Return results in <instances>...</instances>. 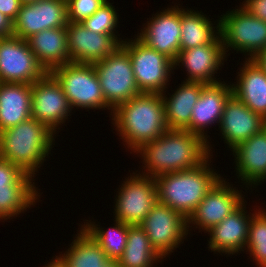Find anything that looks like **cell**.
Instances as JSON below:
<instances>
[{
    "mask_svg": "<svg viewBox=\"0 0 266 267\" xmlns=\"http://www.w3.org/2000/svg\"><path fill=\"white\" fill-rule=\"evenodd\" d=\"M38 190V186H0V221L17 218L35 206L42 195Z\"/></svg>",
    "mask_w": 266,
    "mask_h": 267,
    "instance_id": "cell-30",
    "label": "cell"
},
{
    "mask_svg": "<svg viewBox=\"0 0 266 267\" xmlns=\"http://www.w3.org/2000/svg\"><path fill=\"white\" fill-rule=\"evenodd\" d=\"M220 17V35L226 57L229 50L252 60L266 47V22L250 14L241 5ZM228 53V54H227Z\"/></svg>",
    "mask_w": 266,
    "mask_h": 267,
    "instance_id": "cell-6",
    "label": "cell"
},
{
    "mask_svg": "<svg viewBox=\"0 0 266 267\" xmlns=\"http://www.w3.org/2000/svg\"><path fill=\"white\" fill-rule=\"evenodd\" d=\"M108 0L92 16L82 22L90 31L99 34L112 35L120 44L125 40L118 34L119 14L115 6ZM118 14V15H117Z\"/></svg>",
    "mask_w": 266,
    "mask_h": 267,
    "instance_id": "cell-32",
    "label": "cell"
},
{
    "mask_svg": "<svg viewBox=\"0 0 266 267\" xmlns=\"http://www.w3.org/2000/svg\"><path fill=\"white\" fill-rule=\"evenodd\" d=\"M55 137L45 124L30 118L0 132V157L35 178L51 155Z\"/></svg>",
    "mask_w": 266,
    "mask_h": 267,
    "instance_id": "cell-3",
    "label": "cell"
},
{
    "mask_svg": "<svg viewBox=\"0 0 266 267\" xmlns=\"http://www.w3.org/2000/svg\"><path fill=\"white\" fill-rule=\"evenodd\" d=\"M125 39L121 46L128 52L133 73L141 93H159L167 91L174 62L165 55L144 44L137 36ZM169 82V83H168ZM168 86V87H167Z\"/></svg>",
    "mask_w": 266,
    "mask_h": 267,
    "instance_id": "cell-7",
    "label": "cell"
},
{
    "mask_svg": "<svg viewBox=\"0 0 266 267\" xmlns=\"http://www.w3.org/2000/svg\"><path fill=\"white\" fill-rule=\"evenodd\" d=\"M68 23H82L108 0H66Z\"/></svg>",
    "mask_w": 266,
    "mask_h": 267,
    "instance_id": "cell-34",
    "label": "cell"
},
{
    "mask_svg": "<svg viewBox=\"0 0 266 267\" xmlns=\"http://www.w3.org/2000/svg\"><path fill=\"white\" fill-rule=\"evenodd\" d=\"M70 247L59 253L65 267H104L110 260L92 236L81 226Z\"/></svg>",
    "mask_w": 266,
    "mask_h": 267,
    "instance_id": "cell-27",
    "label": "cell"
},
{
    "mask_svg": "<svg viewBox=\"0 0 266 267\" xmlns=\"http://www.w3.org/2000/svg\"><path fill=\"white\" fill-rule=\"evenodd\" d=\"M164 260L152 247L140 225H128L126 247L117 261L119 267H157Z\"/></svg>",
    "mask_w": 266,
    "mask_h": 267,
    "instance_id": "cell-28",
    "label": "cell"
},
{
    "mask_svg": "<svg viewBox=\"0 0 266 267\" xmlns=\"http://www.w3.org/2000/svg\"><path fill=\"white\" fill-rule=\"evenodd\" d=\"M246 204L247 201L245 200L229 216L205 232L209 236L207 240L209 251L211 250L217 255L225 253L224 255L227 254L226 257L230 255L232 257L235 254L237 256L242 251L244 253L249 236L250 220L253 214V212L246 210Z\"/></svg>",
    "mask_w": 266,
    "mask_h": 267,
    "instance_id": "cell-18",
    "label": "cell"
},
{
    "mask_svg": "<svg viewBox=\"0 0 266 267\" xmlns=\"http://www.w3.org/2000/svg\"><path fill=\"white\" fill-rule=\"evenodd\" d=\"M26 41L37 61L47 72L71 62L66 27L42 30L27 38Z\"/></svg>",
    "mask_w": 266,
    "mask_h": 267,
    "instance_id": "cell-24",
    "label": "cell"
},
{
    "mask_svg": "<svg viewBox=\"0 0 266 267\" xmlns=\"http://www.w3.org/2000/svg\"><path fill=\"white\" fill-rule=\"evenodd\" d=\"M94 221L85 220L84 225H80L99 244L109 260L118 261L126 247L128 225L114 218V226L104 229Z\"/></svg>",
    "mask_w": 266,
    "mask_h": 267,
    "instance_id": "cell-29",
    "label": "cell"
},
{
    "mask_svg": "<svg viewBox=\"0 0 266 267\" xmlns=\"http://www.w3.org/2000/svg\"><path fill=\"white\" fill-rule=\"evenodd\" d=\"M220 136L232 151L240 143L266 127V120L232 94L226 101L220 123Z\"/></svg>",
    "mask_w": 266,
    "mask_h": 267,
    "instance_id": "cell-19",
    "label": "cell"
},
{
    "mask_svg": "<svg viewBox=\"0 0 266 267\" xmlns=\"http://www.w3.org/2000/svg\"><path fill=\"white\" fill-rule=\"evenodd\" d=\"M135 154L142 158L139 163L144 164L141 172L136 171L152 178L195 168L209 156L207 143L187 130H167L159 138L145 143Z\"/></svg>",
    "mask_w": 266,
    "mask_h": 267,
    "instance_id": "cell-1",
    "label": "cell"
},
{
    "mask_svg": "<svg viewBox=\"0 0 266 267\" xmlns=\"http://www.w3.org/2000/svg\"><path fill=\"white\" fill-rule=\"evenodd\" d=\"M39 0H21L22 4H26V3H33V2H37Z\"/></svg>",
    "mask_w": 266,
    "mask_h": 267,
    "instance_id": "cell-41",
    "label": "cell"
},
{
    "mask_svg": "<svg viewBox=\"0 0 266 267\" xmlns=\"http://www.w3.org/2000/svg\"><path fill=\"white\" fill-rule=\"evenodd\" d=\"M241 65L232 93L266 120V74L254 60L245 59Z\"/></svg>",
    "mask_w": 266,
    "mask_h": 267,
    "instance_id": "cell-22",
    "label": "cell"
},
{
    "mask_svg": "<svg viewBox=\"0 0 266 267\" xmlns=\"http://www.w3.org/2000/svg\"><path fill=\"white\" fill-rule=\"evenodd\" d=\"M107 106L113 112L120 104L141 94L128 52L120 45L102 61L93 64Z\"/></svg>",
    "mask_w": 266,
    "mask_h": 267,
    "instance_id": "cell-8",
    "label": "cell"
},
{
    "mask_svg": "<svg viewBox=\"0 0 266 267\" xmlns=\"http://www.w3.org/2000/svg\"><path fill=\"white\" fill-rule=\"evenodd\" d=\"M226 58L220 35L211 44L180 50L174 62V70L180 68V66L183 69L185 68L187 73L185 81L202 82L204 84L217 83L221 79L217 78L215 74H218L217 71L223 68L224 61H227Z\"/></svg>",
    "mask_w": 266,
    "mask_h": 267,
    "instance_id": "cell-17",
    "label": "cell"
},
{
    "mask_svg": "<svg viewBox=\"0 0 266 267\" xmlns=\"http://www.w3.org/2000/svg\"><path fill=\"white\" fill-rule=\"evenodd\" d=\"M179 5V6H178ZM180 4L152 14L136 35L144 44L175 62L180 52ZM167 8V9H166Z\"/></svg>",
    "mask_w": 266,
    "mask_h": 267,
    "instance_id": "cell-14",
    "label": "cell"
},
{
    "mask_svg": "<svg viewBox=\"0 0 266 267\" xmlns=\"http://www.w3.org/2000/svg\"><path fill=\"white\" fill-rule=\"evenodd\" d=\"M32 85L0 82V132L31 118Z\"/></svg>",
    "mask_w": 266,
    "mask_h": 267,
    "instance_id": "cell-25",
    "label": "cell"
},
{
    "mask_svg": "<svg viewBox=\"0 0 266 267\" xmlns=\"http://www.w3.org/2000/svg\"><path fill=\"white\" fill-rule=\"evenodd\" d=\"M231 153L235 160V174L242 183L240 187L245 185L251 190L266 182V127L240 143Z\"/></svg>",
    "mask_w": 266,
    "mask_h": 267,
    "instance_id": "cell-20",
    "label": "cell"
},
{
    "mask_svg": "<svg viewBox=\"0 0 266 267\" xmlns=\"http://www.w3.org/2000/svg\"><path fill=\"white\" fill-rule=\"evenodd\" d=\"M212 156L213 154L209 155L195 168L165 173L154 178L158 202L188 218L222 178L210 164Z\"/></svg>",
    "mask_w": 266,
    "mask_h": 267,
    "instance_id": "cell-4",
    "label": "cell"
},
{
    "mask_svg": "<svg viewBox=\"0 0 266 267\" xmlns=\"http://www.w3.org/2000/svg\"><path fill=\"white\" fill-rule=\"evenodd\" d=\"M252 60H254L266 74V47L262 49Z\"/></svg>",
    "mask_w": 266,
    "mask_h": 267,
    "instance_id": "cell-38",
    "label": "cell"
},
{
    "mask_svg": "<svg viewBox=\"0 0 266 267\" xmlns=\"http://www.w3.org/2000/svg\"><path fill=\"white\" fill-rule=\"evenodd\" d=\"M240 5L256 18L266 22V0H244Z\"/></svg>",
    "mask_w": 266,
    "mask_h": 267,
    "instance_id": "cell-35",
    "label": "cell"
},
{
    "mask_svg": "<svg viewBox=\"0 0 266 267\" xmlns=\"http://www.w3.org/2000/svg\"><path fill=\"white\" fill-rule=\"evenodd\" d=\"M66 32L72 63L94 64L121 45L112 35L92 32L82 23H68Z\"/></svg>",
    "mask_w": 266,
    "mask_h": 267,
    "instance_id": "cell-21",
    "label": "cell"
},
{
    "mask_svg": "<svg viewBox=\"0 0 266 267\" xmlns=\"http://www.w3.org/2000/svg\"><path fill=\"white\" fill-rule=\"evenodd\" d=\"M46 73L26 40L14 35L0 39V82L32 85Z\"/></svg>",
    "mask_w": 266,
    "mask_h": 267,
    "instance_id": "cell-12",
    "label": "cell"
},
{
    "mask_svg": "<svg viewBox=\"0 0 266 267\" xmlns=\"http://www.w3.org/2000/svg\"><path fill=\"white\" fill-rule=\"evenodd\" d=\"M104 267H119L117 261L110 260Z\"/></svg>",
    "mask_w": 266,
    "mask_h": 267,
    "instance_id": "cell-40",
    "label": "cell"
},
{
    "mask_svg": "<svg viewBox=\"0 0 266 267\" xmlns=\"http://www.w3.org/2000/svg\"><path fill=\"white\" fill-rule=\"evenodd\" d=\"M113 130L130 153H135L168 129L164 101L159 93H141L120 104L110 117Z\"/></svg>",
    "mask_w": 266,
    "mask_h": 267,
    "instance_id": "cell-2",
    "label": "cell"
},
{
    "mask_svg": "<svg viewBox=\"0 0 266 267\" xmlns=\"http://www.w3.org/2000/svg\"><path fill=\"white\" fill-rule=\"evenodd\" d=\"M226 180V178H221L187 218L189 235L193 228H198L199 232H207L245 201L244 191L238 190L236 186L230 184L232 182Z\"/></svg>",
    "mask_w": 266,
    "mask_h": 267,
    "instance_id": "cell-11",
    "label": "cell"
},
{
    "mask_svg": "<svg viewBox=\"0 0 266 267\" xmlns=\"http://www.w3.org/2000/svg\"><path fill=\"white\" fill-rule=\"evenodd\" d=\"M71 113L72 109L61 84L50 72L32 84L31 118L58 134L61 126H66V120L70 119L68 116Z\"/></svg>",
    "mask_w": 266,
    "mask_h": 267,
    "instance_id": "cell-13",
    "label": "cell"
},
{
    "mask_svg": "<svg viewBox=\"0 0 266 267\" xmlns=\"http://www.w3.org/2000/svg\"><path fill=\"white\" fill-rule=\"evenodd\" d=\"M67 25L66 0H39L22 4L13 21V35L26 40L42 30L66 27Z\"/></svg>",
    "mask_w": 266,
    "mask_h": 267,
    "instance_id": "cell-15",
    "label": "cell"
},
{
    "mask_svg": "<svg viewBox=\"0 0 266 267\" xmlns=\"http://www.w3.org/2000/svg\"><path fill=\"white\" fill-rule=\"evenodd\" d=\"M22 6L21 0H0V12L14 21Z\"/></svg>",
    "mask_w": 266,
    "mask_h": 267,
    "instance_id": "cell-36",
    "label": "cell"
},
{
    "mask_svg": "<svg viewBox=\"0 0 266 267\" xmlns=\"http://www.w3.org/2000/svg\"><path fill=\"white\" fill-rule=\"evenodd\" d=\"M249 225V236L245 247L246 254H250L251 262L257 267H266V209L257 206Z\"/></svg>",
    "mask_w": 266,
    "mask_h": 267,
    "instance_id": "cell-31",
    "label": "cell"
},
{
    "mask_svg": "<svg viewBox=\"0 0 266 267\" xmlns=\"http://www.w3.org/2000/svg\"><path fill=\"white\" fill-rule=\"evenodd\" d=\"M13 35V21L0 12V37Z\"/></svg>",
    "mask_w": 266,
    "mask_h": 267,
    "instance_id": "cell-37",
    "label": "cell"
},
{
    "mask_svg": "<svg viewBox=\"0 0 266 267\" xmlns=\"http://www.w3.org/2000/svg\"><path fill=\"white\" fill-rule=\"evenodd\" d=\"M140 226L147 234L152 247L163 259L175 252L189 235L187 218L159 202Z\"/></svg>",
    "mask_w": 266,
    "mask_h": 267,
    "instance_id": "cell-10",
    "label": "cell"
},
{
    "mask_svg": "<svg viewBox=\"0 0 266 267\" xmlns=\"http://www.w3.org/2000/svg\"><path fill=\"white\" fill-rule=\"evenodd\" d=\"M124 179L114 198V218L130 226L140 225L158 202L155 179L137 171Z\"/></svg>",
    "mask_w": 266,
    "mask_h": 267,
    "instance_id": "cell-9",
    "label": "cell"
},
{
    "mask_svg": "<svg viewBox=\"0 0 266 267\" xmlns=\"http://www.w3.org/2000/svg\"><path fill=\"white\" fill-rule=\"evenodd\" d=\"M232 94L231 82L225 83L223 80L204 84L200 97L192 109L189 132L198 134L207 143L209 155L213 153L211 150L213 147L210 135H207L208 130L211 126L219 125L225 103Z\"/></svg>",
    "mask_w": 266,
    "mask_h": 267,
    "instance_id": "cell-16",
    "label": "cell"
},
{
    "mask_svg": "<svg viewBox=\"0 0 266 267\" xmlns=\"http://www.w3.org/2000/svg\"><path fill=\"white\" fill-rule=\"evenodd\" d=\"M203 85L202 82L183 80L173 94L168 93L169 97L167 91L161 94L169 130L189 131L192 109L200 97Z\"/></svg>",
    "mask_w": 266,
    "mask_h": 267,
    "instance_id": "cell-23",
    "label": "cell"
},
{
    "mask_svg": "<svg viewBox=\"0 0 266 267\" xmlns=\"http://www.w3.org/2000/svg\"><path fill=\"white\" fill-rule=\"evenodd\" d=\"M34 177L0 157V186H36Z\"/></svg>",
    "mask_w": 266,
    "mask_h": 267,
    "instance_id": "cell-33",
    "label": "cell"
},
{
    "mask_svg": "<svg viewBox=\"0 0 266 267\" xmlns=\"http://www.w3.org/2000/svg\"><path fill=\"white\" fill-rule=\"evenodd\" d=\"M50 73L61 84L72 111L74 107L87 111L107 109L112 116L93 64L70 62L55 67Z\"/></svg>",
    "mask_w": 266,
    "mask_h": 267,
    "instance_id": "cell-5",
    "label": "cell"
},
{
    "mask_svg": "<svg viewBox=\"0 0 266 267\" xmlns=\"http://www.w3.org/2000/svg\"><path fill=\"white\" fill-rule=\"evenodd\" d=\"M182 7L181 5L180 50L211 44L220 36V18L217 22L211 21L202 11Z\"/></svg>",
    "mask_w": 266,
    "mask_h": 267,
    "instance_id": "cell-26",
    "label": "cell"
},
{
    "mask_svg": "<svg viewBox=\"0 0 266 267\" xmlns=\"http://www.w3.org/2000/svg\"><path fill=\"white\" fill-rule=\"evenodd\" d=\"M43 267H65L63 262L59 259L58 255L52 257L51 261L48 264H45Z\"/></svg>",
    "mask_w": 266,
    "mask_h": 267,
    "instance_id": "cell-39",
    "label": "cell"
}]
</instances>
